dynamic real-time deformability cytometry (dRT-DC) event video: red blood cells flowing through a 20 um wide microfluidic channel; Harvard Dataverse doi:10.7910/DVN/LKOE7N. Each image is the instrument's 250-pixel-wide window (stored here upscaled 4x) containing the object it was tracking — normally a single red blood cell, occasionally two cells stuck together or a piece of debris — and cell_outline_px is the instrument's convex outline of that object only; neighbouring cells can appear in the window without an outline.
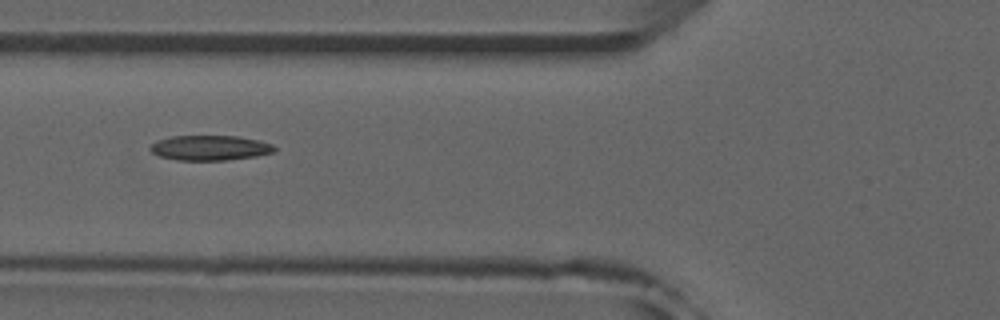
{"species": "common noctule bat (a hibernating species)", "species_latin": "Nyctalus noctula", "temperature_condition": "room temperature", "stored_images_in_passage": 45, "camera_frame_rate_fps": 3000, "um_per_image_px": 0.085, "animal": {"sex": "male", "forearm_length_mm": 52.5}, "frame": {"image": 1, "passage_image": 20, "time_ms": 6.333, "image_size_px": [1000, 320], "cell_outline_px": [[276, 148], [272, 152], [256, 156], [228, 160], [176, 160], [160, 156], [152, 152], [148, 148], [156, 140], [172, 136], [236, 136], [260, 140], [272, 144]], "centroid_in_image_um": [17.83, 12.56], "position_along_channel_um": 108.0, "area_um2": 18.09}, "authors_computed_cell_mechanics": {"area_um2": 18.7272, "velocity_mm_per_s": 3.9658, "shape_relaxation_time_tau1_ms": null, "shape_relaxation_time_tau2_ms": 2.9578, "deformation_change_tau1": null, "deformation_change_tau2": 0.096}}